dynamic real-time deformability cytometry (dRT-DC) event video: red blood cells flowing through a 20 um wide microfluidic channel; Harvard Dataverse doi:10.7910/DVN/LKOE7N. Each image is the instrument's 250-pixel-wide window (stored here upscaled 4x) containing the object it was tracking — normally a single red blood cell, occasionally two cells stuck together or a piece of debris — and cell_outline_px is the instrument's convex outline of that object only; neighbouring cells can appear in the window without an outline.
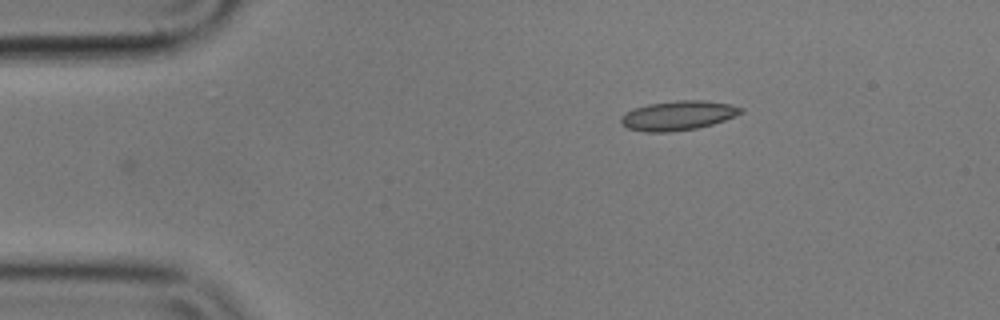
{"species": "common noctule bat (a hibernating species)", "species_latin": "Nyctalus noctula", "temperature_condition": "cold", "stored_images_in_passage": 35, "camera_frame_rate_fps": 3000, "um_per_image_px": 0.085, "animal": {"sex": "male", "body_mass_g": 17.9}, "frame": {"image": 1, "passage_image": 1, "time_ms": 0.0, "image_size_px": [1000, 320], "cell_outline_px": [[744, 112], [724, 120], [712, 124], [696, 128], [668, 132], [644, 132], [628, 128], [620, 124], [620, 116], [624, 112], [632, 108], [648, 104], [676, 100], [704, 100], [728, 104], [744, 108]], "centroid_in_image_um": [57.58, 9.81], "position_along_channel_um": 27.4, "area_um2": 20.69}}
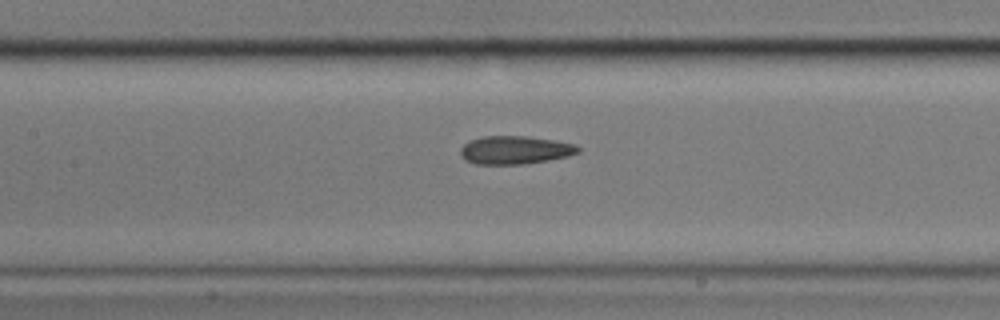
{"frame": {"image": 2, "passage_image": 17, "time_ms": 5.333, "image_size_px": [1000, 320], "cell_outline_px": [[580, 152], [568, 156], [548, 160], [524, 164], [476, 164], [464, 160], [460, 156], [460, 148], [468, 140], [484, 136], [524, 136], [552, 140], [576, 144], [580, 148]], "centroid_in_image_um": [43.74, 12.75], "position_along_channel_um": 163.7, "area_um2": 19.42}}
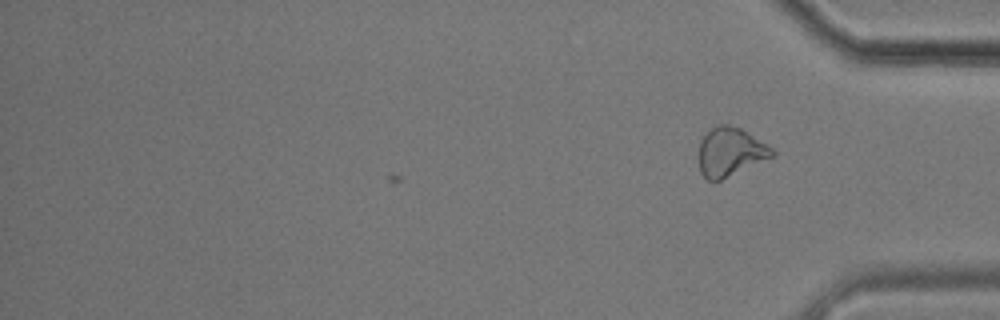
{"frame": {"image": 3, "passage_image": 35, "time_ms": 11.333, "image_size_px": [1000, 320], "cell_outline_px": [[776, 156], [720, 180], [708, 180], [700, 172], [700, 140], [712, 128], [720, 124], [728, 124], [740, 128], [772, 148], [776, 152]], "centroid_in_image_um": [62.1, 12.92], "position_along_channel_um": 373.1, "area_um2": 20.52}, "authors_computed_cell_mechanics": {"area_um2": 19.5942, "velocity_mm_per_s": 3.5537, "shape_relaxation_time_tau1_ms": 3.8988, "shape_relaxation_time_tau2_ms": 2.4939, "deformation_change_tau1": 0.1239, "deformation_change_tau2": 0.1061}}